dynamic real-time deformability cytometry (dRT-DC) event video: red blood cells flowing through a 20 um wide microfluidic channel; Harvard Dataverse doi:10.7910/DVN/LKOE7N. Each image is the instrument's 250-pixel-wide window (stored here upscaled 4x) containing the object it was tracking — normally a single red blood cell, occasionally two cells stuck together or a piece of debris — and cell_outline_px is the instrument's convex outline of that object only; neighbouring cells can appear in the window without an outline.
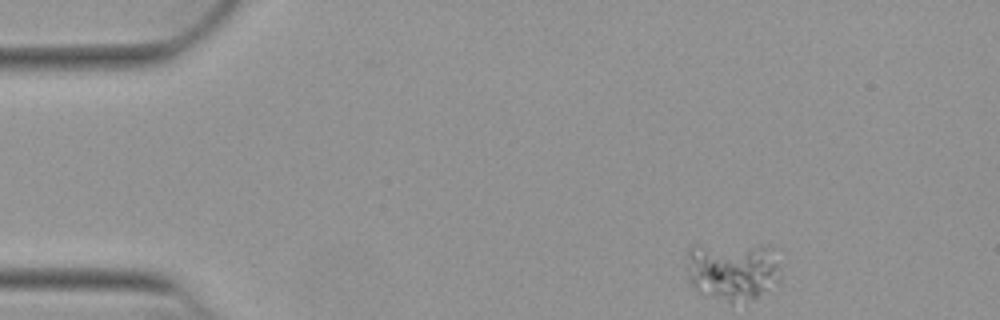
{"species": "Egyptian fruit bat (a non-hibernating species)", "species_latin": "Rousettus aegyptiacus", "temperature_condition": "warm", "stored_images_in_passage": 47, "camera_frame_rate_fps": 3000, "um_per_image_px": 0.085, "animal": {"sex": "female"}, "frame": {"image": 1, "passage_image": 1, "time_ms": 0.0, "image_size_px": [1000, 320], "cell_outline_px": [[780, 284], [756, 296], [732, 304], [728, 304], [696, 288], [688, 280], [688, 244], [760, 244], [772, 248], [780, 264]], "centroid_in_image_um": [62.31, 22.98], "position_along_channel_um": 22.7, "area_um2": 32.89}}
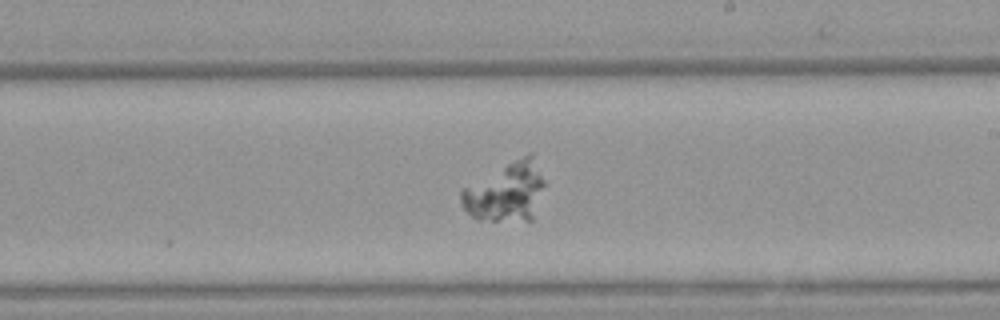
{"frame": {"image": 2, "passage_image": 25, "time_ms": 8.0, "image_size_px": [1000, 320], "cell_outline_px": [[548, 184], [532, 220], [476, 220], [460, 204], [460, 192], [464, 188], [528, 152], [532, 152]], "centroid_in_image_um": [43.09, 16.31], "position_along_channel_um": 245.9, "area_um2": 28.96}}
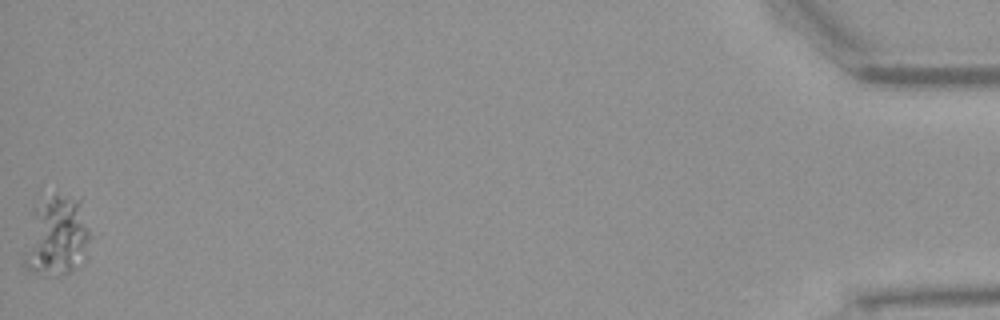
{"frame": {"image": 3, "passage_image": 47, "time_ms": 15.333, "image_size_px": [1000, 320], "cell_outline_px": [[92, 236], [84, 260], [72, 272], [52, 276], [48, 276], [32, 272], [24, 268], [24, 256], [32, 204], [52, 196], [68, 196], [80, 200]], "centroid_in_image_um": [4.82, 20.1], "position_along_channel_um": 430.4, "area_um2": 31.33}}